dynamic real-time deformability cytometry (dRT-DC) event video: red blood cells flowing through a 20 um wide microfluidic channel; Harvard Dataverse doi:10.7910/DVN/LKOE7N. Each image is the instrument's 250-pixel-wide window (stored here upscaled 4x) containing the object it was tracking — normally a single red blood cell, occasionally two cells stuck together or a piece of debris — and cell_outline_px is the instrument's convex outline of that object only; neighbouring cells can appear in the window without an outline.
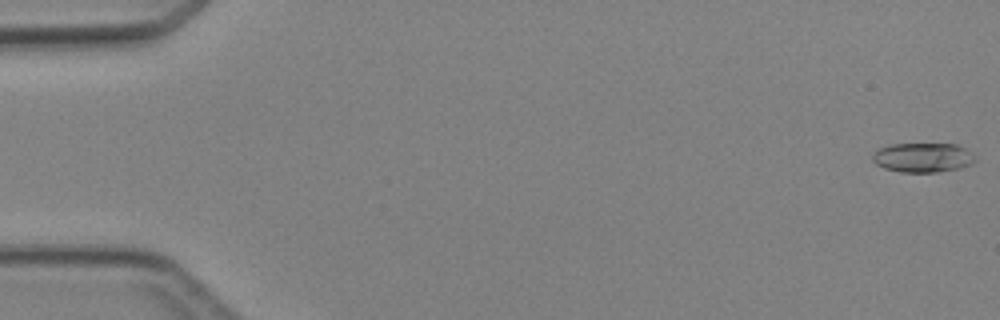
{"species": "Egyptian fruit bat (a non-hibernating species)", "species_latin": "Rousettus aegyptiacus", "temperature_condition": "cold", "stored_images_in_passage": 4, "camera_frame_rate_fps": 3000, "um_per_image_px": 0.085, "animal": {"sex": "female"}, "frame": {"image": 1, "passage_image": 1, "time_ms": 0.0, "image_size_px": [1000, 320], "cell_outline_px": [[976, 160], [972, 164], [960, 168], [936, 172], [900, 172], [884, 168], [876, 164], [872, 160], [872, 156], [880, 148], [888, 144], [956, 144], [964, 148], [976, 156]], "centroid_in_image_um": [78.45, 13.39], "position_along_channel_um": 6.5, "area_um2": 17.63}}
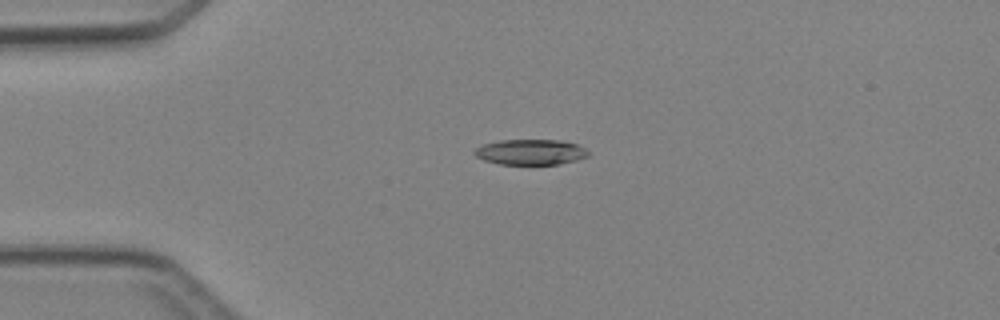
{"frame": {"image": 2, "passage_image": 4, "time_ms": 3.667, "image_size_px": [1000, 320], "cell_outline_px": [[588, 156], [576, 160], [560, 164], [500, 164], [484, 160], [476, 156], [472, 152], [476, 148], [484, 144], [500, 140], [560, 140], [576, 144], [584, 148], [588, 152]], "centroid_in_image_um": [45.08, 12.92], "position_along_channel_um": 39.9, "area_um2": 16.76}}